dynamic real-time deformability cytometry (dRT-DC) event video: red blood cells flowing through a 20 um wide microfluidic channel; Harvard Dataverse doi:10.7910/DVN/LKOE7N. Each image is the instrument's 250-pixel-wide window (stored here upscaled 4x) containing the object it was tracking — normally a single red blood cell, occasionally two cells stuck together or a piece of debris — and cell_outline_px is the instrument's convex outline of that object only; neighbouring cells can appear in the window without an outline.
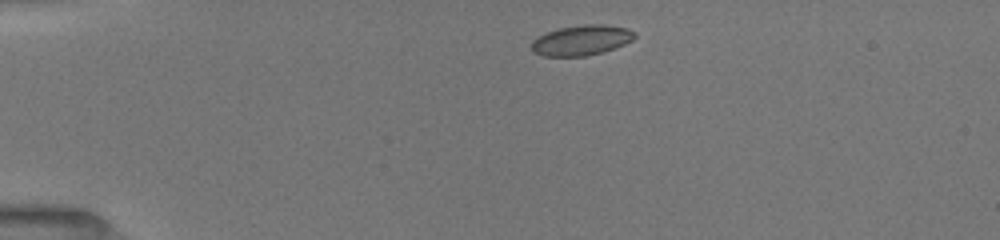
{"species": "common noctule bat (a hibernating species)", "species_latin": "Nyctalus noctula", "temperature_condition": "room temperature", "stored_images_in_passage": 10, "camera_frame_rate_fps": 3000, "um_per_image_px": 0.085, "animal": {"sex": "female", "body_mass_g": 19.5, "forearm_length_mm": 54.1}, "frame": {"image": 1, "passage_image": 1, "time_ms": 0.0, "image_size_px": [1000, 240], "cell_outline_px": [[636, 36], [632, 40], [624, 44], [600, 52], [584, 56], [544, 56], [532, 52], [532, 40], [536, 36], [560, 28], [584, 24], [604, 24], [628, 28], [636, 32]], "centroid_in_image_um": [49.41, 3.41], "position_along_channel_um": 35.6, "area_um2": 18.09}}
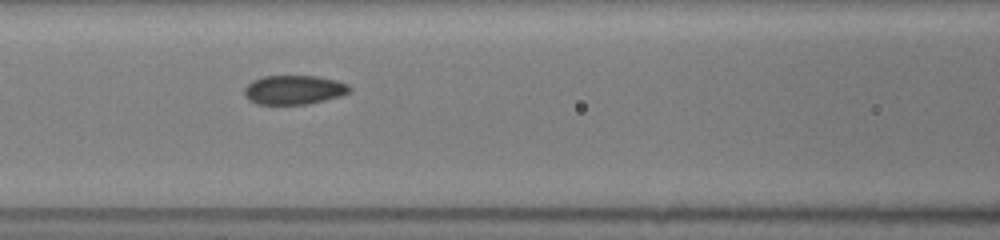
{"frame": {"image": 2, "passage_image": 7, "time_ms": 4.0, "image_size_px": [1000, 240], "cell_outline_px": [[352, 88], [348, 92], [340, 96], [308, 104], [256, 104], [248, 100], [244, 96], [244, 88], [252, 80], [264, 76], [320, 76], [336, 80], [348, 84]], "centroid_in_image_um": [24.96, 7.63], "position_along_channel_um": 141.6, "area_um2": 17.98}}
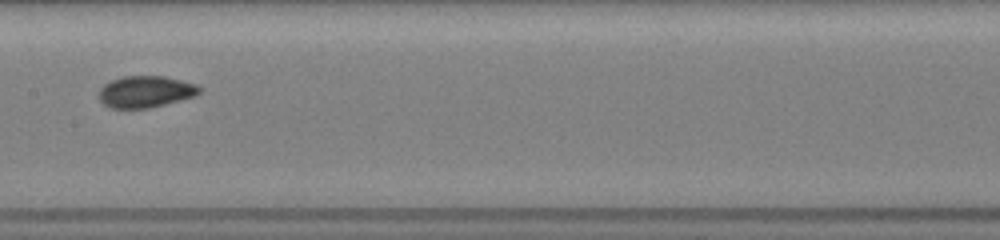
{"frame": {"image": 3, "passage_image": 9, "time_ms": 5.333, "image_size_px": [1000, 240], "cell_outline_px": [[200, 92], [196, 96], [148, 108], [108, 108], [100, 100], [100, 88], [104, 84], [120, 76], [164, 76], [196, 84], [200, 88]], "centroid_in_image_um": [12.36, 7.79], "position_along_channel_um": 195.0, "area_um2": 18.44}}